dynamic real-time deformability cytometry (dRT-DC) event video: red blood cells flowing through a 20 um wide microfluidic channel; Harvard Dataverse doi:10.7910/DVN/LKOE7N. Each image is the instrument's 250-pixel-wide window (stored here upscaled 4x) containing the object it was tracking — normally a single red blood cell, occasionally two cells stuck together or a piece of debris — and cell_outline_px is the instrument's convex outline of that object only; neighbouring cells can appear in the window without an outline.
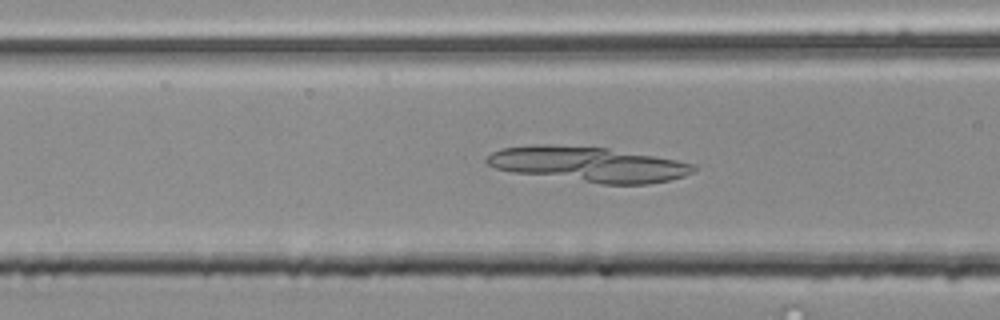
{"species": "common noctule bat (a hibernating species)", "species_latin": "Nyctalus noctula", "temperature_condition": "room temperature", "stored_images_in_passage": 46, "camera_frame_rate_fps": 3000, "um_per_image_px": 0.085, "animal": {"sex": "male", "body_mass_g": 20.4}, "frame": {"image": 1, "passage_image": 13, "time_ms": 4.0, "image_size_px": [1000, 320], "cell_outline_px": [[696, 172], [684, 176], [668, 180], [648, 184], [600, 184], [512, 172], [496, 168], [488, 164], [484, 160], [492, 152], [500, 148], [532, 144], [552, 144], [608, 148], [676, 160], [696, 164]], "centroid_in_image_um": [50.0, 13.96], "position_along_channel_um": 116.6, "area_um2": 42.48}}
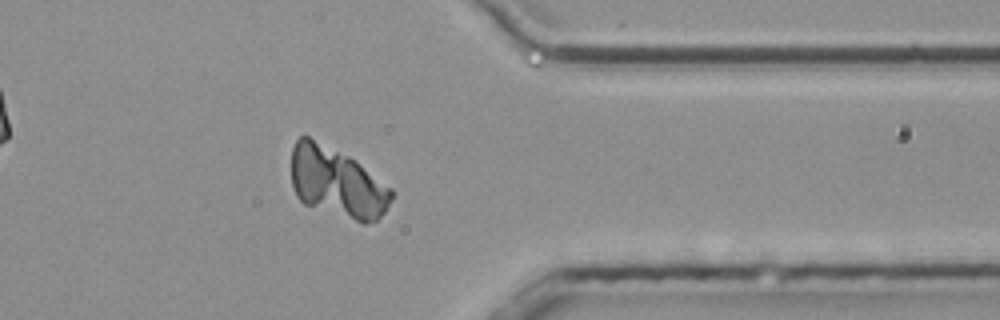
{"frame": {"image": 2, "passage_image": 35, "time_ms": 11.333, "image_size_px": [1000, 320], "cell_outline_px": [[392, 196], [384, 212], [376, 220], [368, 224], [364, 224], [304, 204], [296, 196], [292, 184], [292, 148], [296, 140], [300, 136], [308, 136], [356, 160], [392, 188]], "centroid_in_image_um": [28.64, 15.52], "position_along_channel_um": 382.8, "area_um2": 40.81}}
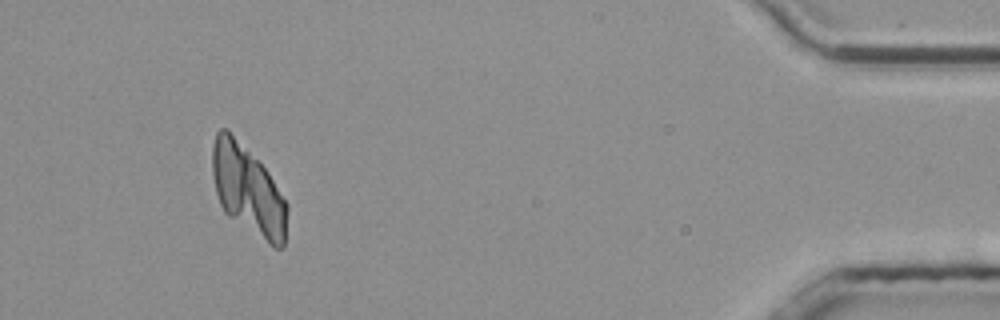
{"frame": {"image": 3, "passage_image": 42, "time_ms": 13.667, "image_size_px": [1000, 320], "cell_outline_px": [[288, 212], [284, 248], [272, 248], [228, 216], [224, 212], [220, 204], [216, 192], [212, 176], [212, 144], [216, 132], [220, 128], [228, 128], [268, 172], [288, 204]], "centroid_in_image_um": [21.08, 16.18], "position_along_channel_um": 414.1, "area_um2": 39.48}}